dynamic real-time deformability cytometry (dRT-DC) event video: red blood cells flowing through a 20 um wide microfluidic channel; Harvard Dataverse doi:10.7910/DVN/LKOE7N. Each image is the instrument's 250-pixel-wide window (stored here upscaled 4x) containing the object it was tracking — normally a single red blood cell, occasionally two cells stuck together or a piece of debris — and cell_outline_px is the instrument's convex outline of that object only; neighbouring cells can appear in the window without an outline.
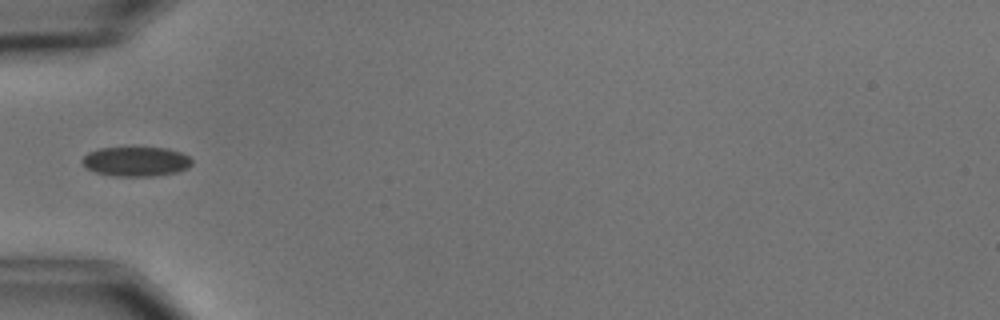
{"species": "common noctule bat (a hibernating species)", "species_latin": "Nyctalus noctula", "temperature_condition": "cold", "stored_images_in_passage": 2, "camera_frame_rate_fps": 3000, "um_per_image_px": 0.085, "animal": {"sex": "male", "body_mass_g": 15.6}, "frame": {"image": 1, "passage_image": 1, "time_ms": 0.0, "image_size_px": [1000, 320], "cell_outline_px": [[192, 164], [188, 168], [176, 172], [152, 176], [116, 176], [96, 172], [88, 168], [80, 160], [88, 152], [100, 148], [132, 144], [168, 148], [180, 152], [188, 156], [192, 160]], "centroid_in_image_um": [11.56, 13.66], "position_along_channel_um": 73.4, "area_um2": 19.71}}